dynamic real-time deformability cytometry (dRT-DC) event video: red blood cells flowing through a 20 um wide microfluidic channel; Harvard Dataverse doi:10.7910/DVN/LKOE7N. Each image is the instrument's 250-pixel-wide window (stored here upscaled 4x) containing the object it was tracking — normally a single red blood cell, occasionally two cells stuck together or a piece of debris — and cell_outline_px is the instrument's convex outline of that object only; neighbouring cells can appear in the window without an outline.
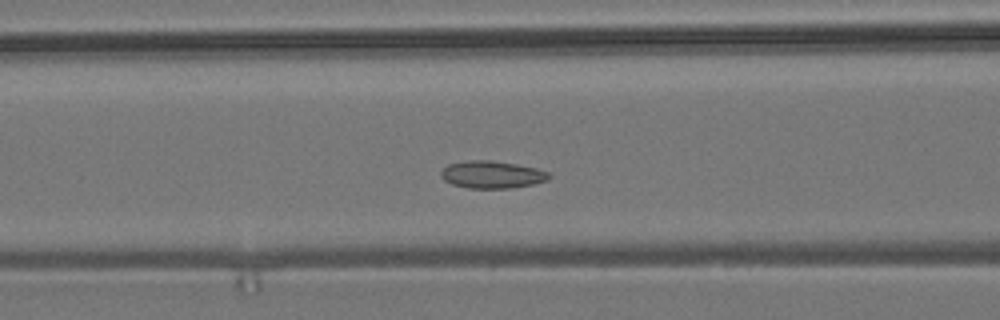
{"species": "common noctule bat (a hibernating species)", "species_latin": "Nyctalus noctula", "temperature_condition": "room temperature", "stored_images_in_passage": 37, "camera_frame_rate_fps": 3000, "um_per_image_px": 0.085, "animal": {"sex": "male", "body_mass_g": 19.2, "forearm_length_mm": 51.8}, "frame": {"image": 1, "passage_image": 17, "time_ms": 5.333, "image_size_px": [1000, 320], "cell_outline_px": [[552, 176], [548, 180], [532, 184], [512, 188], [468, 188], [452, 184], [444, 180], [440, 176], [440, 172], [448, 164], [468, 160], [492, 160], [516, 164], [536, 168], [548, 172]], "centroid_in_image_um": [41.81, 14.84], "position_along_channel_um": 124.8, "area_um2": 17.28}}
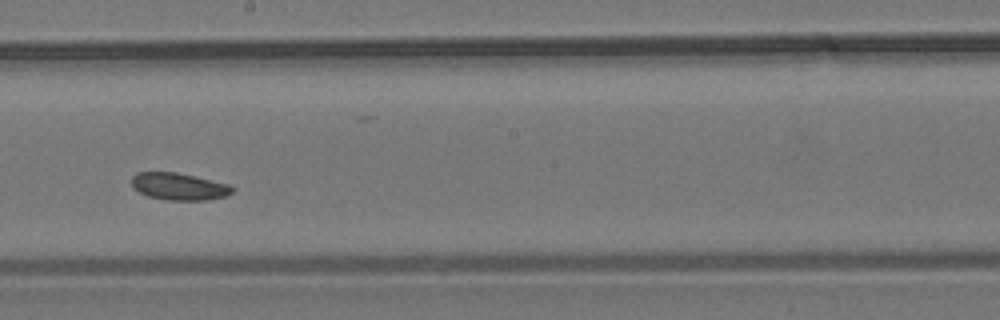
{"frame": {"image": 2, "passage_image": 26, "time_ms": 8.333, "image_size_px": [1000, 320], "cell_outline_px": [[236, 188], [232, 192], [224, 196], [208, 200], [168, 200], [148, 196], [132, 188], [132, 176], [136, 172], [176, 172], [228, 184]], "centroid_in_image_um": [15.19, 15.85], "position_along_channel_um": 233.0, "area_um2": 15.84}}
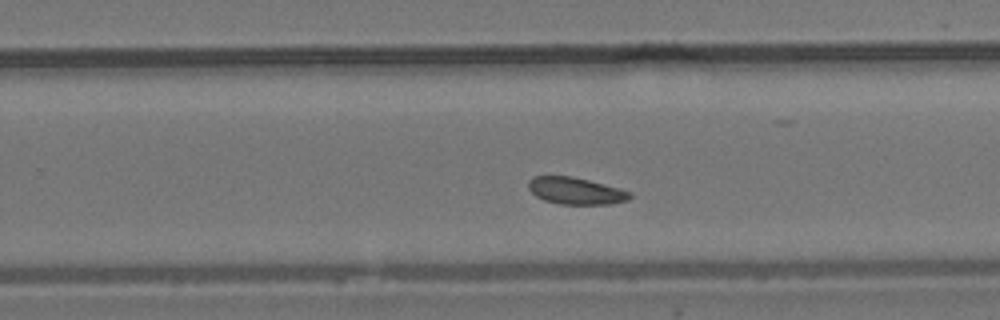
{"frame": {"image": 3, "passage_image": 30, "time_ms": 9.667, "image_size_px": [1000, 320], "cell_outline_px": [[632, 196], [628, 200], [612, 204], [560, 204], [544, 200], [536, 196], [528, 188], [528, 180], [532, 176], [572, 176], [620, 188], [632, 192]], "centroid_in_image_um": [48.94, 16.22], "position_along_channel_um": 280.9, "area_um2": 16.01}}